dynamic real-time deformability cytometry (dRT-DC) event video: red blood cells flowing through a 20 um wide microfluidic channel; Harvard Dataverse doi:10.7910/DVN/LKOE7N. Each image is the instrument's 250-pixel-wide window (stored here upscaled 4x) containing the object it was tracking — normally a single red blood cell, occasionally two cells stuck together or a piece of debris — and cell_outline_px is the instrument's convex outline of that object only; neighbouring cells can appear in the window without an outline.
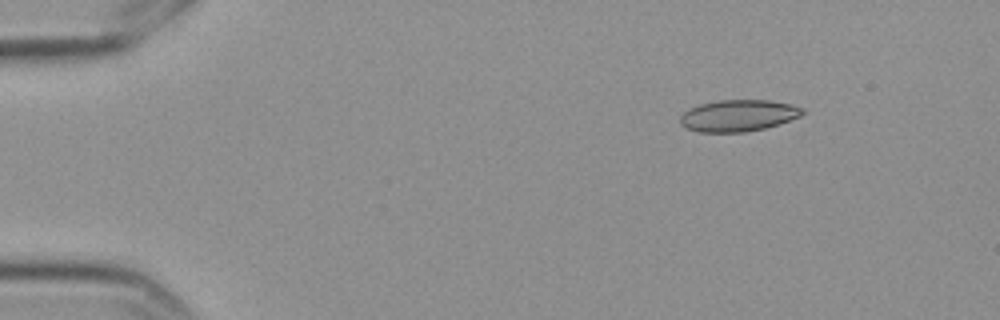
{"species": "Egyptian fruit bat (a non-hibernating species)", "species_latin": "Rousettus aegyptiacus", "temperature_condition": "cold", "stored_images_in_passage": 5, "camera_frame_rate_fps": 3000, "um_per_image_px": 0.085, "frame": {"image": 1, "passage_image": 2, "time_ms": 0.333, "image_size_px": [1000, 320], "cell_outline_px": [[804, 112], [800, 116], [764, 128], [744, 132], [700, 132], [688, 128], [680, 124], [680, 116], [688, 108], [700, 104], [720, 100], [768, 100], [792, 104], [804, 108]], "centroid_in_image_um": [62.74, 9.81], "position_along_channel_um": 22.3, "area_um2": 22.37}}
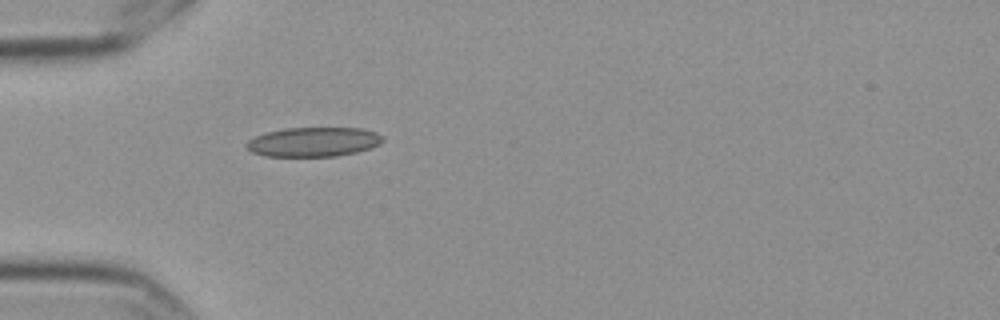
{"frame": {"image": 2, "passage_image": 5, "time_ms": 1.333, "image_size_px": [1000, 320], "cell_outline_px": [[384, 140], [380, 144], [356, 152], [336, 156], [264, 156], [252, 152], [244, 144], [248, 140], [264, 132], [284, 128], [360, 128], [376, 132], [384, 136]], "centroid_in_image_um": [26.63, 12.05], "position_along_channel_um": 58.4, "area_um2": 23.41}}